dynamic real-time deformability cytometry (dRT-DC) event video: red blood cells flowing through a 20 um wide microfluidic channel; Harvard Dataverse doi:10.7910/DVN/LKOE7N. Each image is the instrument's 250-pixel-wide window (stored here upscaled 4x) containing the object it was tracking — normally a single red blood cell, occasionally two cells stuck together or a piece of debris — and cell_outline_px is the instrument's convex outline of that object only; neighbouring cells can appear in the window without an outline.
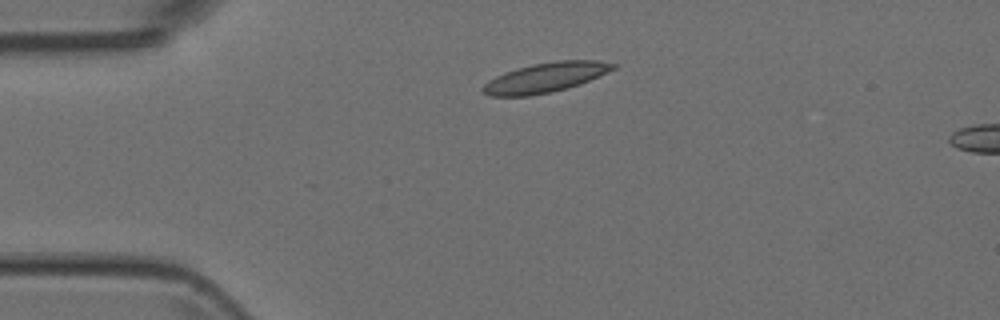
{"species": "Egyptian fruit bat (a non-hibernating species)", "species_latin": "Rousettus aegyptiacus", "temperature_condition": "room temperature", "stored_images_in_passage": 5, "camera_frame_rate_fps": 3000, "um_per_image_px": 0.085, "animal": {"sex": "female"}, "frame": {"image": 1, "passage_image": 1, "time_ms": 0.0, "image_size_px": [1000, 320], "cell_outline_px": [[616, 68], [580, 84], [552, 92], [528, 96], [488, 96], [480, 88], [488, 80], [504, 72], [516, 68], [532, 64], [556, 60], [596, 60], [616, 64]], "centroid_in_image_um": [46.33, 6.59], "position_along_channel_um": 38.7, "area_um2": 22.54}}